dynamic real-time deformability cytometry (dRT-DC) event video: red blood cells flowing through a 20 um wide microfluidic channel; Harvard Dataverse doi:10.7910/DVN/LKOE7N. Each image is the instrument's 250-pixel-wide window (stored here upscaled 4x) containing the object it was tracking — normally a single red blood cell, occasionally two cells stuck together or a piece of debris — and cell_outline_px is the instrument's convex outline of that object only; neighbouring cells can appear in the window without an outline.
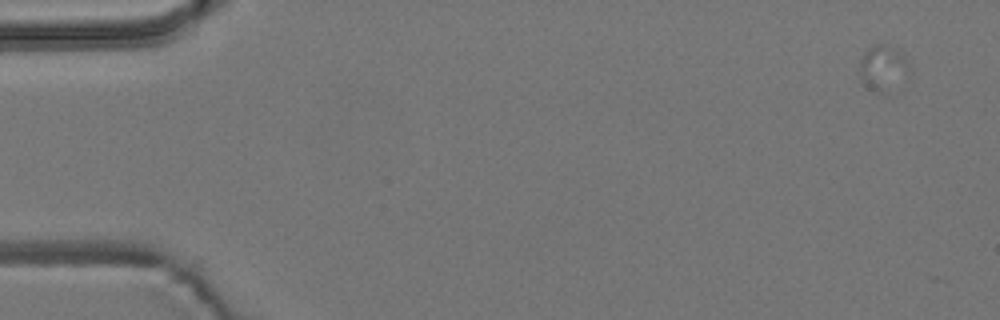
{"species": "common noctule bat (a hibernating species)", "species_latin": "Nyctalus noctula", "temperature_condition": "room temperature", "stored_images_in_passage": 1, "camera_frame_rate_fps": 3000, "um_per_image_px": 0.085, "animal": {"sex": "male", "body_mass_g": 19.2, "forearm_length_mm": 51.8}, "frame": {"image": 1, "passage_image": 1, "time_ms": 0.0, "image_size_px": [1000, 320], "cell_outline_px": [[912, 72], [908, 80], [884, 92], [880, 92], [868, 88], [864, 84], [860, 76], [860, 60], [864, 52], [868, 48], [876, 44], [884, 44], [896, 48], [904, 52]], "centroid_in_image_um": [75.14, 5.76], "position_along_channel_um": 9.9, "area_um2": 13.64}}